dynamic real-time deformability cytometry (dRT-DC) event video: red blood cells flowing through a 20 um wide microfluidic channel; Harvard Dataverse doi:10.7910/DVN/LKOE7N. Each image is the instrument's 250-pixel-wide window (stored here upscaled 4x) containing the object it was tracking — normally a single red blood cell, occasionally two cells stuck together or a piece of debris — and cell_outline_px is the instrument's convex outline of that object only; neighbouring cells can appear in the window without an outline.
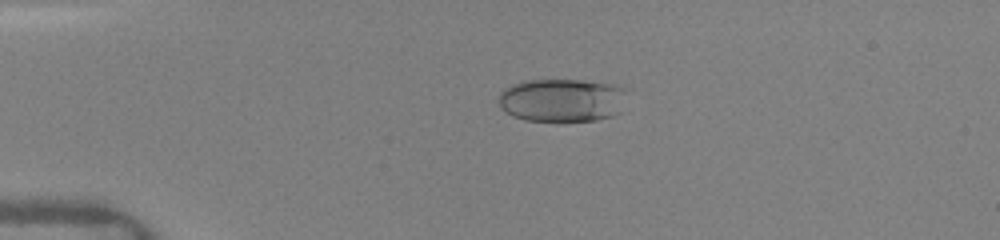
{"species": "human", "species_latin": "Homo sapiens", "temperature_condition": "warm", "stored_images_in_passage": 59, "camera_frame_rate_fps": 3000, "um_per_image_px": 0.085, "donor": {"sex": "female"}, "frame": {"image": 1, "passage_image": 12, "time_ms": 3.667, "image_size_px": [1000, 240], "cell_outline_px": [[628, 88], [620, 112], [612, 116], [596, 120], [556, 124], [524, 120], [512, 116], [500, 108], [500, 92], [504, 88], [512, 84], [524, 80], [580, 80], [616, 84]], "centroid_in_image_um": [47.79, 8.55], "position_along_channel_um": 37.2, "area_um2": 33.58}}
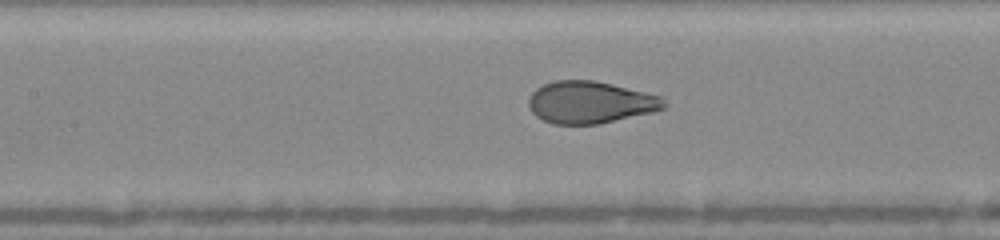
{"frame": {"image": 2, "passage_image": 26, "time_ms": 7.667, "image_size_px": [1000, 240], "cell_outline_px": [[668, 108], [652, 112], [600, 124], [552, 124], [536, 116], [528, 108], [528, 100], [532, 92], [536, 88], [544, 84], [556, 80], [596, 80], [660, 96], [668, 104]], "centroid_in_image_um": [50.17, 8.7], "position_along_channel_um": 157.2, "area_um2": 33.35}}
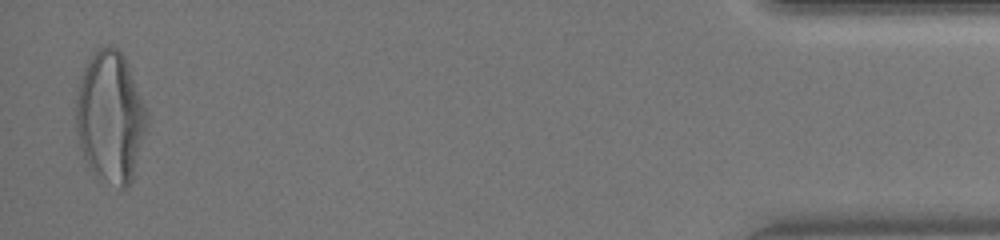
{"frame": {"image": 3, "passage_image": 57, "time_ms": 16.0, "image_size_px": [1000, 240], "cell_outline_px": [[148, 124], [132, 180], [124, 188], [120, 188], [96, 180], [84, 156], [80, 144], [76, 128], [76, 100], [80, 72], [96, 48], [108, 44], [112, 44], [124, 56], [148, 116]], "centroid_in_image_um": [9.35, 9.96], "position_along_channel_um": 425.8, "area_um2": 54.45}, "authors_computed_cell_mechanics": {"area_um2": 34.391, "velocity_mm_per_s": 4.1277, "shape_relaxation_time_tau1_ms": 4.5035, "shape_relaxation_time_tau2_ms": null, "deformation_change_tau1": 0.2195, "deformation_change_tau2": null}}